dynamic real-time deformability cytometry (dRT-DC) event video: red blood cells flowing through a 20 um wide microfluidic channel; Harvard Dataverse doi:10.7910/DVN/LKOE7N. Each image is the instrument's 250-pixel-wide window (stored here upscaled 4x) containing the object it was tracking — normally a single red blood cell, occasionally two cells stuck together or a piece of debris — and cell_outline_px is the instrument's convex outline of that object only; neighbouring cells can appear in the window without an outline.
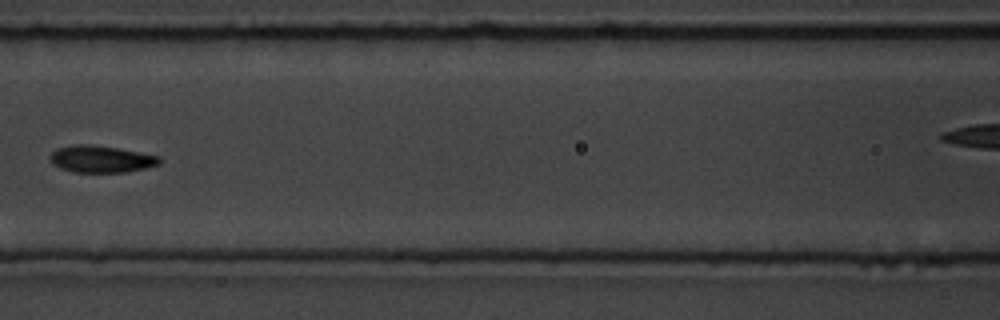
{"species": "common noctule bat (a hibernating species)", "species_latin": "Nyctalus noctula", "temperature_condition": "room temperature", "stored_images_in_passage": 8, "camera_frame_rate_fps": 3000, "um_per_image_px": 0.085, "animal": {"sex": "male", "body_mass_g": 19.5, "forearm_length_mm": 54.6}, "frame": {"image": 1, "passage_image": 7, "time_ms": 7.0, "image_size_px": [1000, 320], "cell_outline_px": [[160, 164], [128, 172], [76, 172], [60, 168], [52, 164], [52, 152], [56, 148], [72, 144], [88, 144], [116, 148], [160, 156]], "centroid_in_image_um": [8.59, 13.52], "position_along_channel_um": 158.0, "area_um2": 16.99}}